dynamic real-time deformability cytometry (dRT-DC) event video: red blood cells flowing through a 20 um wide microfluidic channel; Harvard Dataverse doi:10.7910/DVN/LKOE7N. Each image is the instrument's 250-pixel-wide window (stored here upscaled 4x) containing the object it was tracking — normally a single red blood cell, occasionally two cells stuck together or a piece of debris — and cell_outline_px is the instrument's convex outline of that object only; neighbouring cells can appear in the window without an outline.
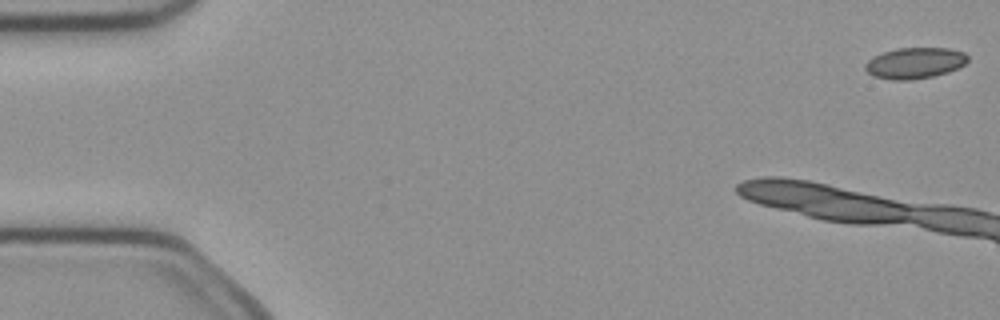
{"species": "common noctule bat (a hibernating species)", "species_latin": "Nyctalus noctula", "temperature_condition": "cold", "stored_images_in_passage": 3, "camera_frame_rate_fps": 3000, "um_per_image_px": 0.085, "animal": {"sex": "female", "body_mass_g": 21.9}, "frame": {"image": 1, "passage_image": 1, "time_ms": 0.0, "image_size_px": [1000, 320], "cell_outline_px": [[968, 60], [960, 68], [948, 72], [932, 76], [912, 80], [892, 80], [872, 76], [864, 68], [864, 64], [872, 56], [896, 48], [948, 48], [964, 52], [968, 56]], "centroid_in_image_um": [77.75, 5.36], "position_along_channel_um": 7.3, "area_um2": 18.73}}